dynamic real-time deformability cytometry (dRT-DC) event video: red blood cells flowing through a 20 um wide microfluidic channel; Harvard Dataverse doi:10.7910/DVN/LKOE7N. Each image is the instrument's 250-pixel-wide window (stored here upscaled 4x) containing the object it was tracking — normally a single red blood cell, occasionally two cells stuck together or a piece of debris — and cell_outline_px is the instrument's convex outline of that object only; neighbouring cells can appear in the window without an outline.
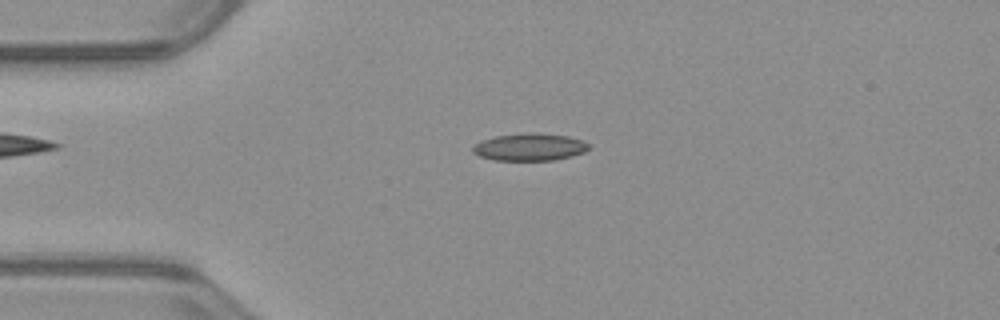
{"species": "common noctule bat (a hibernating species)", "species_latin": "Nyctalus noctula", "temperature_condition": "warm", "stored_images_in_passage": 41, "camera_frame_rate_fps": 3000, "um_per_image_px": 0.085, "animal": {"sex": "male", "body_mass_g": 23.1, "forearm_length_mm": 52.7}, "frame": {"image": 1, "passage_image": 2, "time_ms": 0.333, "image_size_px": [1000, 320], "cell_outline_px": [[588, 148], [584, 152], [572, 156], [556, 160], [492, 160], [480, 156], [472, 152], [472, 148], [476, 144], [484, 140], [496, 136], [568, 136], [580, 140], [588, 144]], "centroid_in_image_um": [45.01, 12.57], "position_along_channel_um": 40.0, "area_um2": 17.22}}
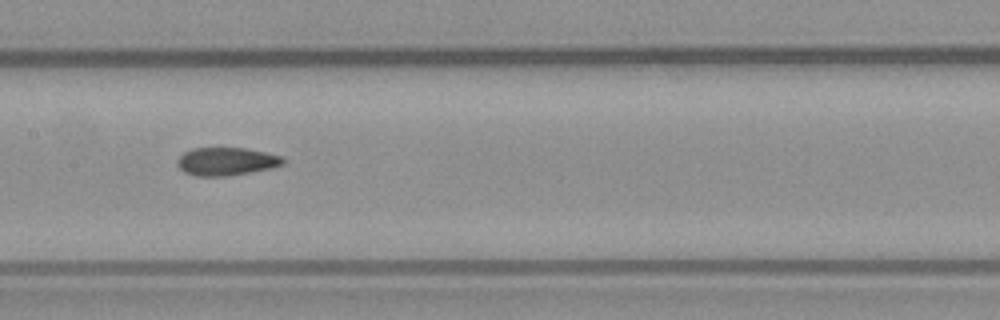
{"frame": {"image": 2, "passage_image": 15, "time_ms": 4.667, "image_size_px": [1000, 320], "cell_outline_px": [[284, 164], [272, 168], [228, 176], [196, 176], [184, 172], [176, 164], [176, 160], [184, 152], [192, 148], [244, 148], [264, 152], [280, 156], [284, 160]], "centroid_in_image_um": [19.2, 13.73], "position_along_channel_um": 188.2, "area_um2": 17.22}}
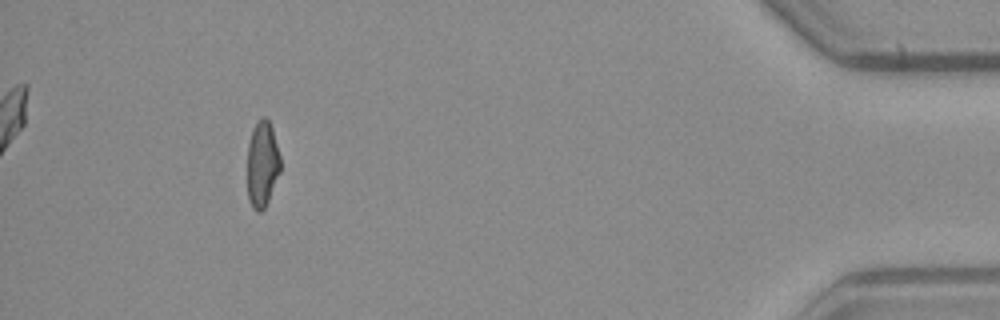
{"frame": {"image": 3, "passage_image": 37, "time_ms": 12.0, "image_size_px": [1000, 320], "cell_outline_px": [[280, 172], [268, 200], [264, 208], [260, 212], [256, 212], [252, 208], [248, 200], [248, 144], [252, 128], [264, 116], [268, 120], [272, 128], [280, 156]], "centroid_in_image_um": [22.29, 13.97], "position_along_channel_um": 412.9, "area_um2": 16.47}, "authors_computed_cell_mechanics": {"area_um2": 17.5134, "velocity_mm_per_s": 4.0101, "shape_relaxation_time_tau1_ms": null, "shape_relaxation_time_tau2_ms": 2.6251, "deformation_change_tau1": null, "deformation_change_tau2": 0.0844}}